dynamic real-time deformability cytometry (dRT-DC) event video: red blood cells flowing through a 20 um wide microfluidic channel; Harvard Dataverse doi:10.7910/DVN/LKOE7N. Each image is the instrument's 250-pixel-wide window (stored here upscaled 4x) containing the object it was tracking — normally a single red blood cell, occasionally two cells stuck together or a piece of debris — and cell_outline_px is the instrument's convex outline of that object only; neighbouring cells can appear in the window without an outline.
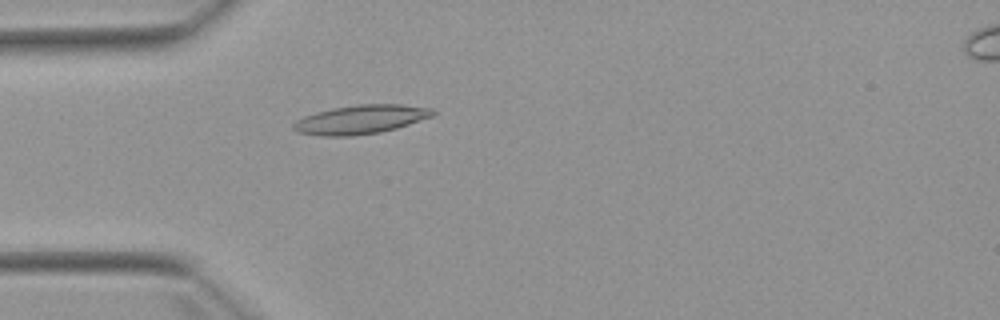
{"species": "Egyptian fruit bat (a non-hibernating species)", "species_latin": "Rousettus aegyptiacus", "temperature_condition": "warm", "stored_images_in_passage": 3, "camera_frame_rate_fps": 3000, "um_per_image_px": 0.085, "animal": {"sex": "female"}, "frame": {"image": 1, "passage_image": 3, "time_ms": 2.667, "image_size_px": [1000, 320], "cell_outline_px": [[436, 116], [396, 128], [380, 132], [352, 136], [320, 136], [296, 132], [292, 128], [292, 124], [296, 120], [304, 116], [316, 112], [332, 108], [356, 104], [400, 104], [432, 108], [436, 112]], "centroid_in_image_um": [30.67, 10.15], "position_along_channel_um": 54.3, "area_um2": 23.76}}